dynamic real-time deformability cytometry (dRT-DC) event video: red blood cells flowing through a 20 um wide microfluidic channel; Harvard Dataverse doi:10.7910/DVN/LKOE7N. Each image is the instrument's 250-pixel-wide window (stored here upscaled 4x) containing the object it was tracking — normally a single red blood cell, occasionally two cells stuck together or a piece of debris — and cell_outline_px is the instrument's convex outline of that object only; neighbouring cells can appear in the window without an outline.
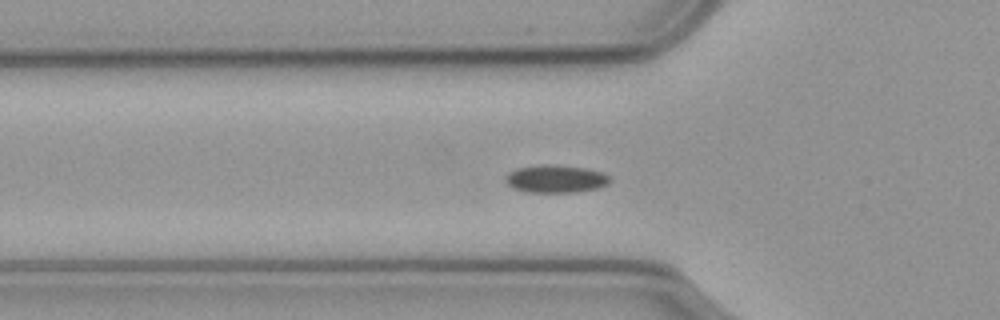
{"species": "common noctule bat (a hibernating species)", "species_latin": "Nyctalus noctula", "temperature_condition": "cold", "stored_images_in_passage": 48, "camera_frame_rate_fps": 3000, "um_per_image_px": 0.085, "animal": {"sex": "male", "body_mass_g": 23.1, "forearm_length_mm": 52.7}, "frame": {"image": 1, "passage_image": 8, "time_ms": 2.333, "image_size_px": [1000, 320], "cell_outline_px": [[608, 184], [596, 188], [572, 192], [528, 192], [512, 188], [504, 180], [516, 168], [584, 168], [604, 172], [608, 176]], "centroid_in_image_um": [47.26, 15.27], "position_along_channel_um": 78.5, "area_um2": 15.49}}
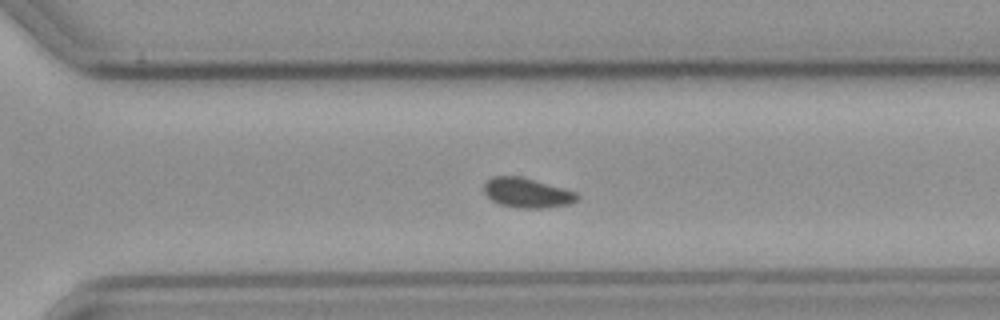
{"frame": {"image": 2, "passage_image": 29, "time_ms": 9.333, "image_size_px": [1000, 320], "cell_outline_px": [[580, 200], [572, 204], [548, 208], [516, 208], [500, 204], [492, 200], [484, 192], [484, 184], [492, 176], [520, 176], [576, 192], [580, 196]], "centroid_in_image_um": [44.84, 16.41], "position_along_channel_um": 325.8, "area_um2": 16.24}}
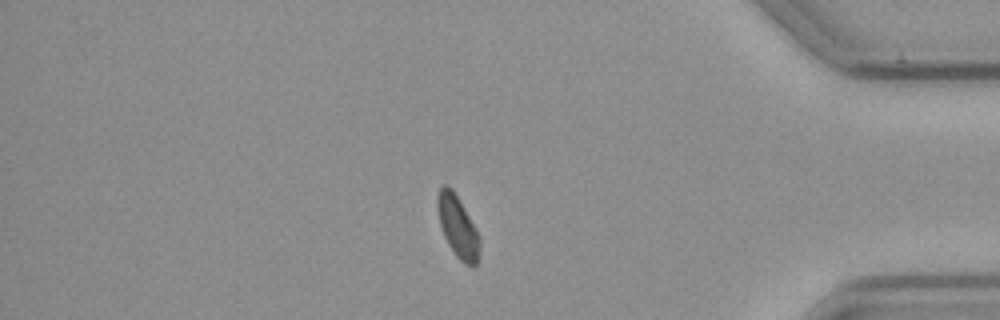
{"frame": {"image": 3, "passage_image": 38, "time_ms": 12.333, "image_size_px": [1000, 320], "cell_outline_px": [[480, 244], [476, 264], [472, 268], [460, 260], [456, 256], [448, 244], [444, 236], [440, 224], [436, 204], [436, 200], [440, 188], [444, 184], [448, 184], [452, 188], [480, 236]], "centroid_in_image_um": [38.89, 19.26], "position_along_channel_um": 396.3, "area_um2": 15.03}, "authors_computed_cell_mechanics": {"area_um2": 15.8372, "velocity_mm_per_s": 3.5206, "shape_relaxation_time_tau1_ms": 3.5772, "shape_relaxation_time_tau2_ms": 4.4656, "deformation_change_tau1": 0.0664, "deformation_change_tau2": 0.0634}}